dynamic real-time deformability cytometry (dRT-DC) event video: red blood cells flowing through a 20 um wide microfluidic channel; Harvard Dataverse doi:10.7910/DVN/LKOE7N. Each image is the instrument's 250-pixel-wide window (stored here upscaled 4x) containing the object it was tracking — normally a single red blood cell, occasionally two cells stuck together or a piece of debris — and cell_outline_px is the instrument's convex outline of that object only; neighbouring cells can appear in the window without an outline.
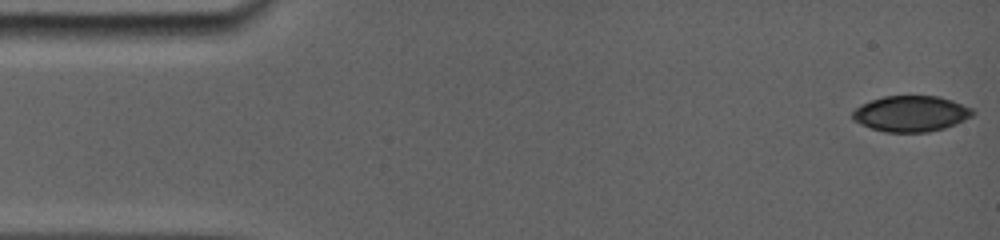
{"species": "common noctule bat (a hibernating species)", "species_latin": "Nyctalus noctula", "temperature_condition": "room temperature", "stored_images_in_passage": 21, "camera_frame_rate_fps": 5000, "um_per_image_px": 0.085, "animal": {"sex": "female", "body_mass_g": 19.0, "forearm_length_mm": 56.7}, "frame": {"image": 1, "passage_image": 1, "time_ms": 0.0, "image_size_px": [1000, 240], "cell_outline_px": [[972, 116], [944, 128], [924, 132], [888, 132], [872, 128], [856, 120], [852, 116], [852, 112], [860, 104], [884, 96], [936, 96], [952, 100], [972, 108]], "centroid_in_image_um": [77.43, 9.65], "position_along_channel_um": 7.6, "area_um2": 24.57}}